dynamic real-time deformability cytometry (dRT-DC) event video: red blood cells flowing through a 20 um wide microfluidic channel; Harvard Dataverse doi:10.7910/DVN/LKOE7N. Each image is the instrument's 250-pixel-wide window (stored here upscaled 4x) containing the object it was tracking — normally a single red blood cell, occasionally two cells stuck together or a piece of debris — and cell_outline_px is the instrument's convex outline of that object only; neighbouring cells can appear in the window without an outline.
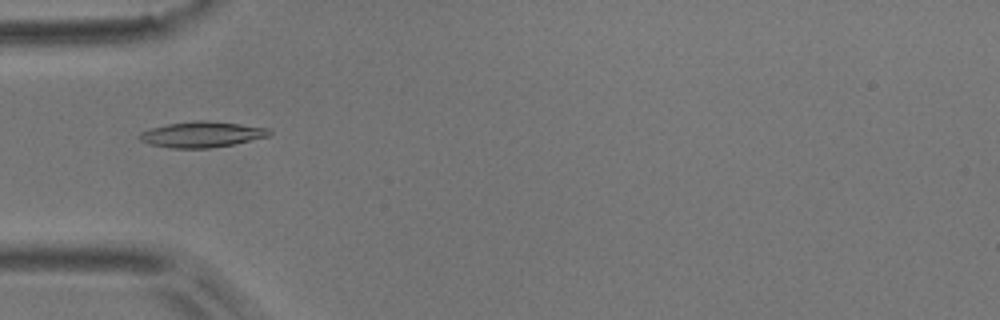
{"species": "common noctule bat (a hibernating species)", "species_latin": "Nyctalus noctula", "temperature_condition": "room temperature", "stored_images_in_passage": 40, "camera_frame_rate_fps": 3000, "um_per_image_px": 0.085, "animal": {"sex": "male", "body_mass_g": 17.9}, "frame": {"image": 1, "passage_image": 8, "time_ms": 2.333, "image_size_px": [1000, 320], "cell_outline_px": [[272, 132], [268, 136], [232, 144], [208, 148], [172, 148], [148, 144], [140, 140], [136, 136], [140, 132], [152, 128], [168, 124], [196, 120], [208, 120], [240, 124], [268, 128]], "centroid_in_image_um": [17.11, 11.42], "position_along_channel_um": 67.9, "area_um2": 19.36}}
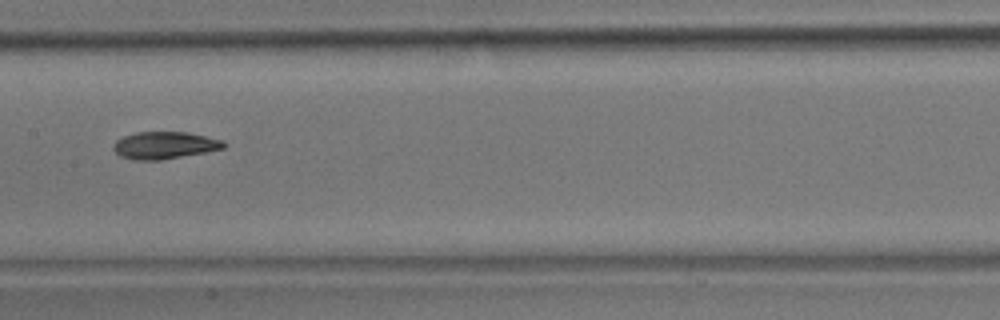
{"frame": {"image": 2, "passage_image": 18, "time_ms": 5.667, "image_size_px": [1000, 320], "cell_outline_px": [[228, 144], [224, 148], [204, 152], [160, 160], [132, 160], [120, 156], [112, 148], [112, 144], [116, 140], [124, 136], [136, 132], [188, 132], [224, 140]], "centroid_in_image_um": [13.98, 12.34], "position_along_channel_um": 193.4, "area_um2": 17.57}}
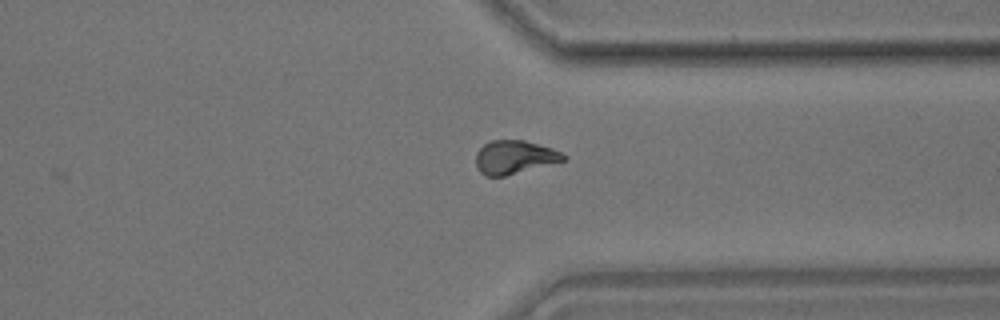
{"frame": {"image": 3, "passage_image": 32, "time_ms": 10.333, "image_size_px": [1000, 320], "cell_outline_px": [[568, 160], [504, 176], [484, 176], [476, 168], [476, 152], [484, 144], [492, 140], [524, 140], [552, 148], [568, 156]], "centroid_in_image_um": [43.74, 13.36], "position_along_channel_um": 367.7, "area_um2": 17.22}, "authors_computed_cell_mechanics": {"area_um2": 17.4267, "velocity_mm_per_s": 3.7547, "shape_relaxation_time_tau1_ms": 6.9605, "shape_relaxation_time_tau2_ms": 3.4985, "deformation_change_tau1": 0.1753, "deformation_change_tau2": 0.0658}}